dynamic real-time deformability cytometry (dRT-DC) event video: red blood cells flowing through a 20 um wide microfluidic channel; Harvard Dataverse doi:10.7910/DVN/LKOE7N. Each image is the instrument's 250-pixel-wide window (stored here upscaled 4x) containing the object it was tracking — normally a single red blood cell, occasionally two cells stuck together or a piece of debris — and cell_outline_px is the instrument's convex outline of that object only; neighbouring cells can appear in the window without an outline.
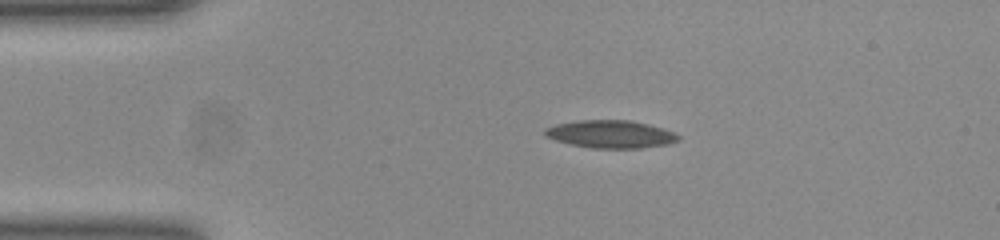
{"species": "common noctule bat (a hibernating species)", "species_latin": "Nyctalus noctula", "temperature_condition": "room temperature", "stored_images_in_passage": 43, "camera_frame_rate_fps": 3000, "um_per_image_px": 0.085, "animal": {"sex": "female", "body_mass_g": 23.0, "forearm_length_mm": 53.4}, "frame": {"image": 1, "passage_image": 1, "time_ms": 0.0, "image_size_px": [1000, 240], "cell_outline_px": [[680, 140], [668, 144], [640, 148], [592, 148], [572, 144], [556, 140], [544, 136], [544, 128], [556, 124], [580, 120], [628, 120], [648, 124], [664, 128], [676, 132], [680, 136]], "centroid_in_image_um": [51.94, 11.4], "position_along_channel_um": 33.1, "area_um2": 21.62}}
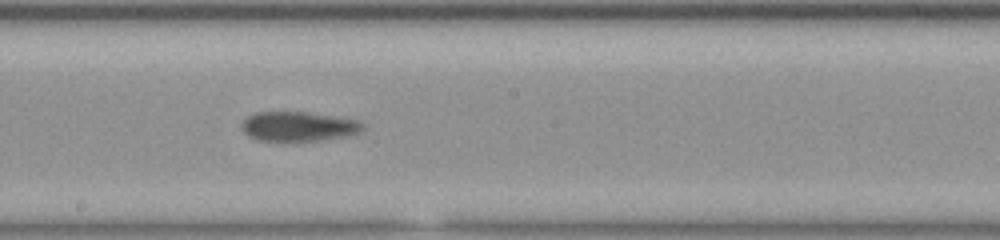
{"frame": {"image": 2, "passage_image": 19, "time_ms": 6.0, "image_size_px": [1000, 240], "cell_outline_px": [[364, 128], [360, 132], [348, 136], [320, 140], [256, 140], [248, 136], [240, 128], [240, 124], [248, 116], [256, 112], [308, 112], [360, 120], [364, 124]], "centroid_in_image_um": [25.38, 10.74], "position_along_channel_um": 222.8, "area_um2": 20.92}}
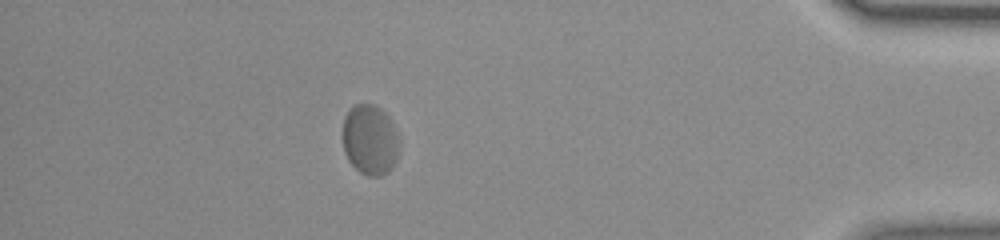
{"frame": {"image": 3, "passage_image": 37, "time_ms": 12.0, "image_size_px": [1000, 240], "cell_outline_px": [[400, 148], [396, 160], [388, 172], [380, 176], [368, 176], [360, 172], [348, 160], [344, 152], [344, 116], [348, 108], [352, 104], [372, 104], [380, 108], [388, 116], [400, 140]], "centroid_in_image_um": [31.46, 11.88], "position_along_channel_um": 403.7, "area_um2": 23.29}, "authors_computed_cell_mechanics": {"area_um2": 21.675, "velocity_mm_per_s": 3.8493, "shape_relaxation_time_tau1_ms": null, "shape_relaxation_time_tau2_ms": 1.7798, "deformation_change_tau1": null, "deformation_change_tau2": 0.0612}}